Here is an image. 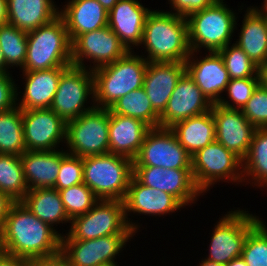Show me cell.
<instances>
[{"label":"cell","mask_w":267,"mask_h":266,"mask_svg":"<svg viewBox=\"0 0 267 266\" xmlns=\"http://www.w3.org/2000/svg\"><path fill=\"white\" fill-rule=\"evenodd\" d=\"M0 266H33V262L0 250Z\"/></svg>","instance_id":"ee69618b"},{"label":"cell","mask_w":267,"mask_h":266,"mask_svg":"<svg viewBox=\"0 0 267 266\" xmlns=\"http://www.w3.org/2000/svg\"><path fill=\"white\" fill-rule=\"evenodd\" d=\"M243 16L239 38L234 42L261 67L267 64V19L251 6Z\"/></svg>","instance_id":"83f0119b"},{"label":"cell","mask_w":267,"mask_h":266,"mask_svg":"<svg viewBox=\"0 0 267 266\" xmlns=\"http://www.w3.org/2000/svg\"><path fill=\"white\" fill-rule=\"evenodd\" d=\"M171 12L187 18L190 14L211 6L216 0H167Z\"/></svg>","instance_id":"7bdbcfd3"},{"label":"cell","mask_w":267,"mask_h":266,"mask_svg":"<svg viewBox=\"0 0 267 266\" xmlns=\"http://www.w3.org/2000/svg\"><path fill=\"white\" fill-rule=\"evenodd\" d=\"M260 85L267 89V64L259 67Z\"/></svg>","instance_id":"c3c4849f"},{"label":"cell","mask_w":267,"mask_h":266,"mask_svg":"<svg viewBox=\"0 0 267 266\" xmlns=\"http://www.w3.org/2000/svg\"><path fill=\"white\" fill-rule=\"evenodd\" d=\"M211 111L215 121L216 141L243 160L248 153L256 128L240 109L213 104Z\"/></svg>","instance_id":"d6986e66"},{"label":"cell","mask_w":267,"mask_h":266,"mask_svg":"<svg viewBox=\"0 0 267 266\" xmlns=\"http://www.w3.org/2000/svg\"><path fill=\"white\" fill-rule=\"evenodd\" d=\"M94 103L93 71L70 65L61 74L50 108L68 122L91 110Z\"/></svg>","instance_id":"8fae6325"},{"label":"cell","mask_w":267,"mask_h":266,"mask_svg":"<svg viewBox=\"0 0 267 266\" xmlns=\"http://www.w3.org/2000/svg\"><path fill=\"white\" fill-rule=\"evenodd\" d=\"M67 68L58 67L39 71H21L25 87H23L24 91L22 93L18 89L20 88L19 85L17 86V106L21 110L50 108L61 74ZM20 93L23 95L21 96Z\"/></svg>","instance_id":"603a6c76"},{"label":"cell","mask_w":267,"mask_h":266,"mask_svg":"<svg viewBox=\"0 0 267 266\" xmlns=\"http://www.w3.org/2000/svg\"><path fill=\"white\" fill-rule=\"evenodd\" d=\"M108 13L117 4L118 0H97Z\"/></svg>","instance_id":"681fc988"},{"label":"cell","mask_w":267,"mask_h":266,"mask_svg":"<svg viewBox=\"0 0 267 266\" xmlns=\"http://www.w3.org/2000/svg\"><path fill=\"white\" fill-rule=\"evenodd\" d=\"M225 213L213 226L206 260L226 265L242 255L246 236L263 218L245 209L236 208Z\"/></svg>","instance_id":"9c48e42d"},{"label":"cell","mask_w":267,"mask_h":266,"mask_svg":"<svg viewBox=\"0 0 267 266\" xmlns=\"http://www.w3.org/2000/svg\"><path fill=\"white\" fill-rule=\"evenodd\" d=\"M33 266H68V264L59 256L53 259L34 261Z\"/></svg>","instance_id":"bcb514c9"},{"label":"cell","mask_w":267,"mask_h":266,"mask_svg":"<svg viewBox=\"0 0 267 266\" xmlns=\"http://www.w3.org/2000/svg\"><path fill=\"white\" fill-rule=\"evenodd\" d=\"M70 228L62 239L89 240L116 234H136L125 216L124 202L98 200L86 213L70 221Z\"/></svg>","instance_id":"30bf717a"},{"label":"cell","mask_w":267,"mask_h":266,"mask_svg":"<svg viewBox=\"0 0 267 266\" xmlns=\"http://www.w3.org/2000/svg\"><path fill=\"white\" fill-rule=\"evenodd\" d=\"M123 202L127 222L135 233H138L141 225L137 222H132L131 218L128 217L131 213L140 216L160 217L176 213L178 210L181 211L182 208H186L176 197L167 192L143 185L133 176L130 179L127 194Z\"/></svg>","instance_id":"e0dca14e"},{"label":"cell","mask_w":267,"mask_h":266,"mask_svg":"<svg viewBox=\"0 0 267 266\" xmlns=\"http://www.w3.org/2000/svg\"><path fill=\"white\" fill-rule=\"evenodd\" d=\"M59 15L71 42L81 34L108 26L109 13L97 0H67Z\"/></svg>","instance_id":"cb8c5ba5"},{"label":"cell","mask_w":267,"mask_h":266,"mask_svg":"<svg viewBox=\"0 0 267 266\" xmlns=\"http://www.w3.org/2000/svg\"><path fill=\"white\" fill-rule=\"evenodd\" d=\"M83 183V158L65 152L61 156L59 174L54 189L62 190Z\"/></svg>","instance_id":"ab89813d"},{"label":"cell","mask_w":267,"mask_h":266,"mask_svg":"<svg viewBox=\"0 0 267 266\" xmlns=\"http://www.w3.org/2000/svg\"><path fill=\"white\" fill-rule=\"evenodd\" d=\"M212 105L185 72L174 88L164 112L160 115L159 127L170 128L177 122L211 111Z\"/></svg>","instance_id":"ac0fdd59"},{"label":"cell","mask_w":267,"mask_h":266,"mask_svg":"<svg viewBox=\"0 0 267 266\" xmlns=\"http://www.w3.org/2000/svg\"><path fill=\"white\" fill-rule=\"evenodd\" d=\"M55 0H7L8 22L26 33L59 16Z\"/></svg>","instance_id":"4316f807"},{"label":"cell","mask_w":267,"mask_h":266,"mask_svg":"<svg viewBox=\"0 0 267 266\" xmlns=\"http://www.w3.org/2000/svg\"><path fill=\"white\" fill-rule=\"evenodd\" d=\"M62 234L14 202L0 231V250L32 262L60 256Z\"/></svg>","instance_id":"6da1fadb"},{"label":"cell","mask_w":267,"mask_h":266,"mask_svg":"<svg viewBox=\"0 0 267 266\" xmlns=\"http://www.w3.org/2000/svg\"><path fill=\"white\" fill-rule=\"evenodd\" d=\"M38 219L49 225L70 223L60 193L54 188L30 189L21 200Z\"/></svg>","instance_id":"f546056e"},{"label":"cell","mask_w":267,"mask_h":266,"mask_svg":"<svg viewBox=\"0 0 267 266\" xmlns=\"http://www.w3.org/2000/svg\"><path fill=\"white\" fill-rule=\"evenodd\" d=\"M259 84V77L230 79L224 92L227 96H222L217 104L230 109L242 110Z\"/></svg>","instance_id":"f35d334b"},{"label":"cell","mask_w":267,"mask_h":266,"mask_svg":"<svg viewBox=\"0 0 267 266\" xmlns=\"http://www.w3.org/2000/svg\"><path fill=\"white\" fill-rule=\"evenodd\" d=\"M242 167L243 185H254L255 188L261 187V190L267 187V128L255 130Z\"/></svg>","instance_id":"4dcf8cb0"},{"label":"cell","mask_w":267,"mask_h":266,"mask_svg":"<svg viewBox=\"0 0 267 266\" xmlns=\"http://www.w3.org/2000/svg\"><path fill=\"white\" fill-rule=\"evenodd\" d=\"M0 192L14 202L21 201L28 192L20 156L0 154Z\"/></svg>","instance_id":"836d02e7"},{"label":"cell","mask_w":267,"mask_h":266,"mask_svg":"<svg viewBox=\"0 0 267 266\" xmlns=\"http://www.w3.org/2000/svg\"><path fill=\"white\" fill-rule=\"evenodd\" d=\"M63 147L56 150L29 151L21 156L24 178L30 189L53 188L59 174Z\"/></svg>","instance_id":"484cf974"},{"label":"cell","mask_w":267,"mask_h":266,"mask_svg":"<svg viewBox=\"0 0 267 266\" xmlns=\"http://www.w3.org/2000/svg\"><path fill=\"white\" fill-rule=\"evenodd\" d=\"M180 145L192 156L196 151L216 141L212 111L192 116L170 127Z\"/></svg>","instance_id":"f1b7e54d"},{"label":"cell","mask_w":267,"mask_h":266,"mask_svg":"<svg viewBox=\"0 0 267 266\" xmlns=\"http://www.w3.org/2000/svg\"><path fill=\"white\" fill-rule=\"evenodd\" d=\"M224 266H247L245 260L240 256L237 258H234L229 263H227Z\"/></svg>","instance_id":"f907efd6"},{"label":"cell","mask_w":267,"mask_h":266,"mask_svg":"<svg viewBox=\"0 0 267 266\" xmlns=\"http://www.w3.org/2000/svg\"><path fill=\"white\" fill-rule=\"evenodd\" d=\"M133 177L143 185L167 192L185 207L195 205L203 193L196 187L191 169L133 166Z\"/></svg>","instance_id":"2e32d148"},{"label":"cell","mask_w":267,"mask_h":266,"mask_svg":"<svg viewBox=\"0 0 267 266\" xmlns=\"http://www.w3.org/2000/svg\"><path fill=\"white\" fill-rule=\"evenodd\" d=\"M25 151L22 110L15 106L0 112V154L21 156Z\"/></svg>","instance_id":"d6a6232c"},{"label":"cell","mask_w":267,"mask_h":266,"mask_svg":"<svg viewBox=\"0 0 267 266\" xmlns=\"http://www.w3.org/2000/svg\"><path fill=\"white\" fill-rule=\"evenodd\" d=\"M72 65V42L59 15L27 33V52L22 71H39Z\"/></svg>","instance_id":"5b68a950"},{"label":"cell","mask_w":267,"mask_h":266,"mask_svg":"<svg viewBox=\"0 0 267 266\" xmlns=\"http://www.w3.org/2000/svg\"><path fill=\"white\" fill-rule=\"evenodd\" d=\"M260 220L246 236L241 257L247 266H267V227Z\"/></svg>","instance_id":"8d00e7d4"},{"label":"cell","mask_w":267,"mask_h":266,"mask_svg":"<svg viewBox=\"0 0 267 266\" xmlns=\"http://www.w3.org/2000/svg\"><path fill=\"white\" fill-rule=\"evenodd\" d=\"M0 48L6 63V73L13 67L22 69L27 52V33L9 22L0 25Z\"/></svg>","instance_id":"e575fe53"},{"label":"cell","mask_w":267,"mask_h":266,"mask_svg":"<svg viewBox=\"0 0 267 266\" xmlns=\"http://www.w3.org/2000/svg\"><path fill=\"white\" fill-rule=\"evenodd\" d=\"M197 266H224V265L202 258L201 262L199 261V264Z\"/></svg>","instance_id":"f5cc1de1"},{"label":"cell","mask_w":267,"mask_h":266,"mask_svg":"<svg viewBox=\"0 0 267 266\" xmlns=\"http://www.w3.org/2000/svg\"><path fill=\"white\" fill-rule=\"evenodd\" d=\"M218 53L224 61L230 79L259 77V67L237 44L229 43Z\"/></svg>","instance_id":"d590c367"},{"label":"cell","mask_w":267,"mask_h":266,"mask_svg":"<svg viewBox=\"0 0 267 266\" xmlns=\"http://www.w3.org/2000/svg\"><path fill=\"white\" fill-rule=\"evenodd\" d=\"M109 111L114 114L139 119L150 128L159 127L160 116L154 111L143 87L122 96L109 108Z\"/></svg>","instance_id":"1f68e13d"},{"label":"cell","mask_w":267,"mask_h":266,"mask_svg":"<svg viewBox=\"0 0 267 266\" xmlns=\"http://www.w3.org/2000/svg\"><path fill=\"white\" fill-rule=\"evenodd\" d=\"M133 166L191 169V155L180 145L170 128H151L133 160Z\"/></svg>","instance_id":"5bb4252c"},{"label":"cell","mask_w":267,"mask_h":266,"mask_svg":"<svg viewBox=\"0 0 267 266\" xmlns=\"http://www.w3.org/2000/svg\"><path fill=\"white\" fill-rule=\"evenodd\" d=\"M191 51L185 61L186 72L212 104H217L230 81L224 61L218 52L197 56ZM196 54V55H195ZM199 57V59H198Z\"/></svg>","instance_id":"ffe728a7"},{"label":"cell","mask_w":267,"mask_h":266,"mask_svg":"<svg viewBox=\"0 0 267 266\" xmlns=\"http://www.w3.org/2000/svg\"><path fill=\"white\" fill-rule=\"evenodd\" d=\"M185 72V62H148L143 89L159 116L164 112L174 88Z\"/></svg>","instance_id":"7402d4cb"},{"label":"cell","mask_w":267,"mask_h":266,"mask_svg":"<svg viewBox=\"0 0 267 266\" xmlns=\"http://www.w3.org/2000/svg\"><path fill=\"white\" fill-rule=\"evenodd\" d=\"M14 201L6 194L0 192V231Z\"/></svg>","instance_id":"f6af8a7d"},{"label":"cell","mask_w":267,"mask_h":266,"mask_svg":"<svg viewBox=\"0 0 267 266\" xmlns=\"http://www.w3.org/2000/svg\"><path fill=\"white\" fill-rule=\"evenodd\" d=\"M140 46L146 49L143 57L148 62H185L191 52L187 19L152 9L145 20Z\"/></svg>","instance_id":"7a4b0ae2"},{"label":"cell","mask_w":267,"mask_h":266,"mask_svg":"<svg viewBox=\"0 0 267 266\" xmlns=\"http://www.w3.org/2000/svg\"><path fill=\"white\" fill-rule=\"evenodd\" d=\"M100 266H119V264L118 263H108V264H103Z\"/></svg>","instance_id":"11a10c76"},{"label":"cell","mask_w":267,"mask_h":266,"mask_svg":"<svg viewBox=\"0 0 267 266\" xmlns=\"http://www.w3.org/2000/svg\"><path fill=\"white\" fill-rule=\"evenodd\" d=\"M265 17H266V19H267V11L263 14Z\"/></svg>","instance_id":"9f6ffc18"},{"label":"cell","mask_w":267,"mask_h":266,"mask_svg":"<svg viewBox=\"0 0 267 266\" xmlns=\"http://www.w3.org/2000/svg\"><path fill=\"white\" fill-rule=\"evenodd\" d=\"M26 150L59 149L66 142V122L51 108L22 110Z\"/></svg>","instance_id":"9a60e30c"},{"label":"cell","mask_w":267,"mask_h":266,"mask_svg":"<svg viewBox=\"0 0 267 266\" xmlns=\"http://www.w3.org/2000/svg\"><path fill=\"white\" fill-rule=\"evenodd\" d=\"M150 11L138 0H118L110 10L108 27L129 51H134L135 46L140 48L145 20Z\"/></svg>","instance_id":"44dd1931"},{"label":"cell","mask_w":267,"mask_h":266,"mask_svg":"<svg viewBox=\"0 0 267 266\" xmlns=\"http://www.w3.org/2000/svg\"><path fill=\"white\" fill-rule=\"evenodd\" d=\"M223 1L216 0L211 6L186 18L191 51L202 53V48H205L207 53L218 52L232 43L234 31L238 29V13Z\"/></svg>","instance_id":"277c9868"},{"label":"cell","mask_w":267,"mask_h":266,"mask_svg":"<svg viewBox=\"0 0 267 266\" xmlns=\"http://www.w3.org/2000/svg\"><path fill=\"white\" fill-rule=\"evenodd\" d=\"M128 52L118 36L106 26L81 34L72 41V65L93 71L114 63ZM86 60L90 66L85 63Z\"/></svg>","instance_id":"4fadbf2b"},{"label":"cell","mask_w":267,"mask_h":266,"mask_svg":"<svg viewBox=\"0 0 267 266\" xmlns=\"http://www.w3.org/2000/svg\"><path fill=\"white\" fill-rule=\"evenodd\" d=\"M12 73H0V112L17 106V83Z\"/></svg>","instance_id":"b9f144b4"},{"label":"cell","mask_w":267,"mask_h":266,"mask_svg":"<svg viewBox=\"0 0 267 266\" xmlns=\"http://www.w3.org/2000/svg\"><path fill=\"white\" fill-rule=\"evenodd\" d=\"M133 176V161L107 153L83 157V183L99 200L123 201Z\"/></svg>","instance_id":"8992f818"},{"label":"cell","mask_w":267,"mask_h":266,"mask_svg":"<svg viewBox=\"0 0 267 266\" xmlns=\"http://www.w3.org/2000/svg\"><path fill=\"white\" fill-rule=\"evenodd\" d=\"M59 193L70 219L86 214L99 200L84 183L59 190Z\"/></svg>","instance_id":"74e56055"},{"label":"cell","mask_w":267,"mask_h":266,"mask_svg":"<svg viewBox=\"0 0 267 266\" xmlns=\"http://www.w3.org/2000/svg\"><path fill=\"white\" fill-rule=\"evenodd\" d=\"M191 173L203 195L220 181L240 186L243 183L242 160L217 141L191 156Z\"/></svg>","instance_id":"52a82bcc"},{"label":"cell","mask_w":267,"mask_h":266,"mask_svg":"<svg viewBox=\"0 0 267 266\" xmlns=\"http://www.w3.org/2000/svg\"><path fill=\"white\" fill-rule=\"evenodd\" d=\"M150 129L139 119L110 112L109 153L124 156L133 161Z\"/></svg>","instance_id":"d4e9b609"},{"label":"cell","mask_w":267,"mask_h":266,"mask_svg":"<svg viewBox=\"0 0 267 266\" xmlns=\"http://www.w3.org/2000/svg\"><path fill=\"white\" fill-rule=\"evenodd\" d=\"M135 235L116 234L89 240L62 239L60 257L68 266L118 263L116 257Z\"/></svg>","instance_id":"7c38bea8"},{"label":"cell","mask_w":267,"mask_h":266,"mask_svg":"<svg viewBox=\"0 0 267 266\" xmlns=\"http://www.w3.org/2000/svg\"><path fill=\"white\" fill-rule=\"evenodd\" d=\"M0 73H6V63L0 48Z\"/></svg>","instance_id":"db71d44e"},{"label":"cell","mask_w":267,"mask_h":266,"mask_svg":"<svg viewBox=\"0 0 267 266\" xmlns=\"http://www.w3.org/2000/svg\"><path fill=\"white\" fill-rule=\"evenodd\" d=\"M242 112L256 129L267 128V89L259 84Z\"/></svg>","instance_id":"60d3db41"},{"label":"cell","mask_w":267,"mask_h":266,"mask_svg":"<svg viewBox=\"0 0 267 266\" xmlns=\"http://www.w3.org/2000/svg\"><path fill=\"white\" fill-rule=\"evenodd\" d=\"M8 22L7 0H0V25Z\"/></svg>","instance_id":"7dc6e473"},{"label":"cell","mask_w":267,"mask_h":266,"mask_svg":"<svg viewBox=\"0 0 267 266\" xmlns=\"http://www.w3.org/2000/svg\"><path fill=\"white\" fill-rule=\"evenodd\" d=\"M134 51L93 70L95 107L109 109L127 93L143 87L148 61Z\"/></svg>","instance_id":"3957f363"},{"label":"cell","mask_w":267,"mask_h":266,"mask_svg":"<svg viewBox=\"0 0 267 266\" xmlns=\"http://www.w3.org/2000/svg\"><path fill=\"white\" fill-rule=\"evenodd\" d=\"M255 11H257L258 13L260 14H264L266 11H267V0H264L263 1V4L261 7H258V6H251Z\"/></svg>","instance_id":"816d5d0a"},{"label":"cell","mask_w":267,"mask_h":266,"mask_svg":"<svg viewBox=\"0 0 267 266\" xmlns=\"http://www.w3.org/2000/svg\"><path fill=\"white\" fill-rule=\"evenodd\" d=\"M109 122V109L100 107L66 122L65 151L82 158L109 153Z\"/></svg>","instance_id":"ba28073f"}]
</instances>
